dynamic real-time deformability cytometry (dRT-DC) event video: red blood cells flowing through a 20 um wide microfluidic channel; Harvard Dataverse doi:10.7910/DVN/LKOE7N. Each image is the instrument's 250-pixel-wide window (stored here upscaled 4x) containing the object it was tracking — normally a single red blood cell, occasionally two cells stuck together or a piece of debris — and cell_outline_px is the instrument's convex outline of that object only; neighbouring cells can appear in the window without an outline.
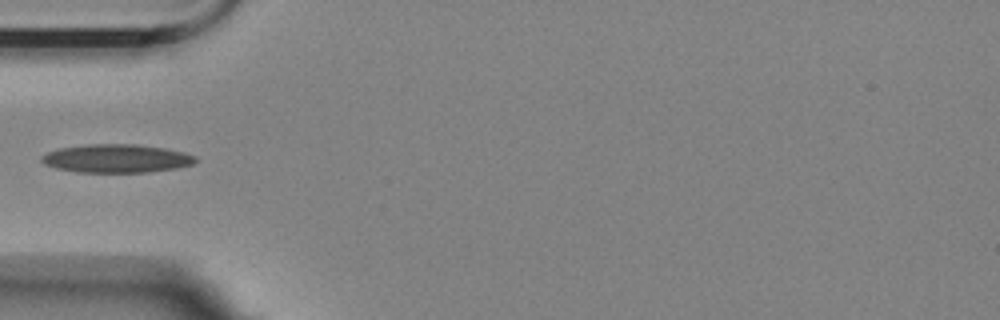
{"species": "Egyptian fruit bat (a non-hibernating species)", "species_latin": "Rousettus aegyptiacus", "temperature_condition": "room temperature", "stored_images_in_passage": 39, "camera_frame_rate_fps": 3000, "um_per_image_px": 0.085, "animal": {"sex": "female"}, "frame": {"image": 1, "passage_image": 1, "time_ms": 0.0, "image_size_px": [1000, 320], "cell_outline_px": [[196, 160], [192, 164], [176, 168], [148, 172], [76, 172], [56, 168], [44, 164], [40, 160], [40, 156], [48, 152], [60, 148], [92, 144], [136, 144], [164, 148], [184, 152], [196, 156]], "centroid_in_image_um": [9.89, 13.47], "position_along_channel_um": 75.1, "area_um2": 25.37}}
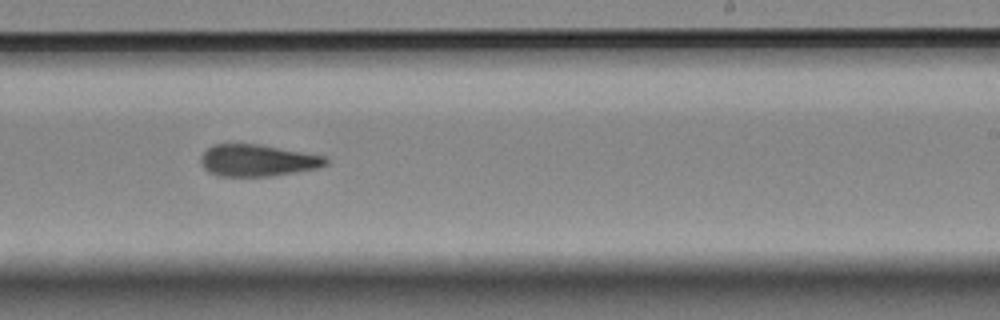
{"frame": {"image": 2, "passage_image": 17, "time_ms": 5.333, "image_size_px": [1000, 320], "cell_outline_px": [[328, 164], [320, 168], [272, 176], [216, 176], [208, 172], [200, 164], [200, 156], [212, 144], [260, 144], [328, 156]], "centroid_in_image_um": [21.91, 13.64], "position_along_channel_um": 267.1, "area_um2": 23.58}}
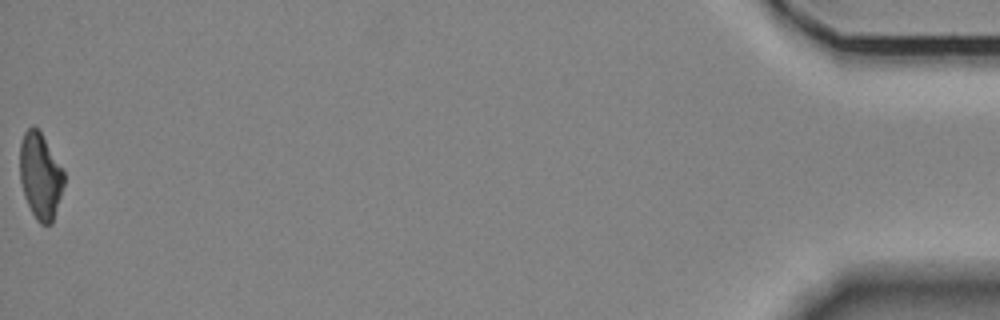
{"frame": {"image": 3, "passage_image": 39, "time_ms": 12.667, "image_size_px": [1000, 320], "cell_outline_px": [[64, 184], [52, 224], [40, 224], [36, 220], [24, 196], [20, 180], [20, 144], [24, 132], [32, 124], [40, 132], [64, 168]], "centroid_in_image_um": [3.43, 14.95], "position_along_channel_um": 431.8, "area_um2": 22.2}}